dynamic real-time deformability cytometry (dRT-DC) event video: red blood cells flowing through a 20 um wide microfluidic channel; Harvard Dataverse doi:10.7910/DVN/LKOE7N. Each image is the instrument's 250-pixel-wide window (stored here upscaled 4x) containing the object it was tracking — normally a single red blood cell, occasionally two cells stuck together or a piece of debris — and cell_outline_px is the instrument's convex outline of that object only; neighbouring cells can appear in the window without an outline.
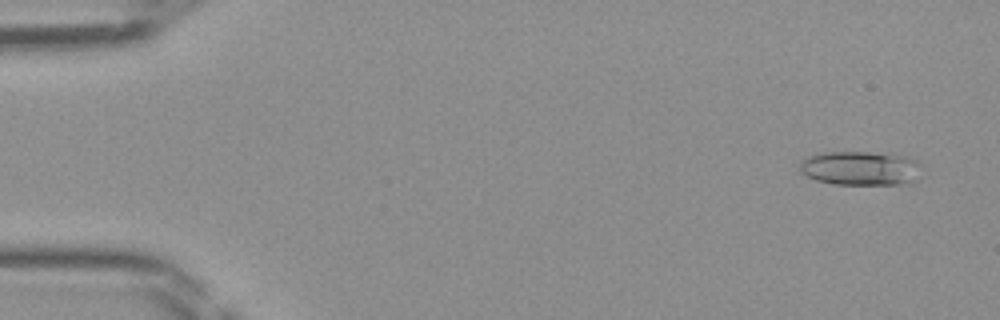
{"species": "Egyptian fruit bat (a non-hibernating species)", "species_latin": "Rousettus aegyptiacus", "temperature_condition": "room temperature", "stored_images_in_passage": 47, "camera_frame_rate_fps": 3000, "um_per_image_px": 0.085, "frame": {"image": 1, "passage_image": 3, "time_ms": 0.667, "image_size_px": [1000, 320], "cell_outline_px": [[920, 164], [916, 180], [908, 184], [832, 184], [816, 180], [800, 172], [800, 160], [808, 156], [820, 152], [888, 152], [908, 156], [916, 160]], "centroid_in_image_um": [73.14, 14.28], "position_along_channel_um": 11.9, "area_um2": 24.68}}
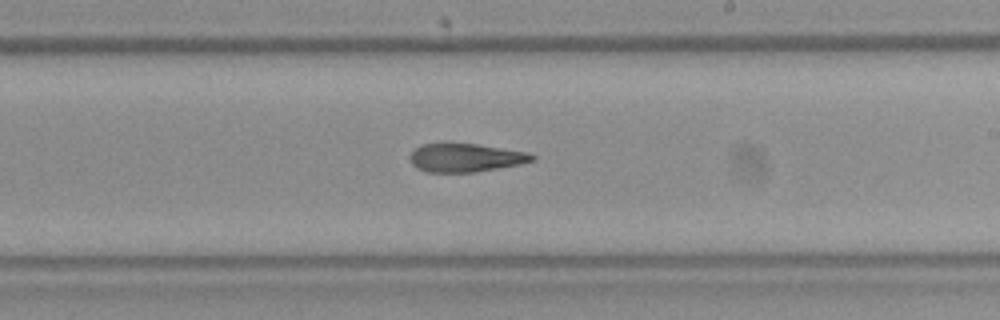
{"frame": {"image": 2, "passage_image": 28, "time_ms": 9.0, "image_size_px": [1000, 320], "cell_outline_px": [[536, 160], [520, 164], [476, 172], [424, 172], [416, 168], [412, 164], [408, 156], [420, 144], [476, 144], [528, 152], [536, 156]], "centroid_in_image_um": [39.57, 13.42], "position_along_channel_um": 249.4, "area_um2": 20.23}}
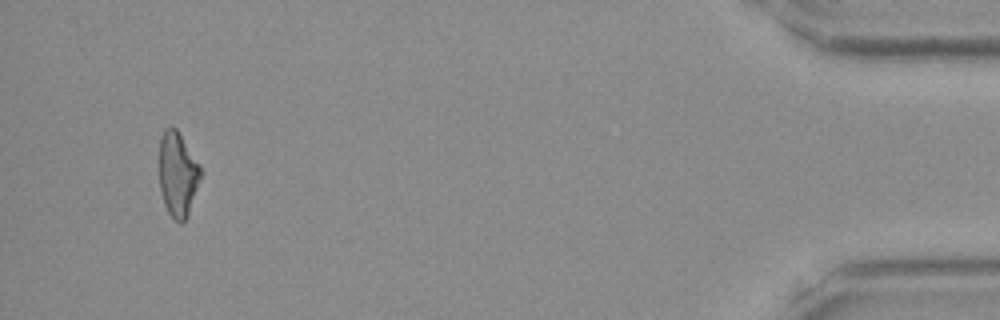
{"frame": {"image": 3, "passage_image": 45, "time_ms": 14.667, "image_size_px": [1000, 320], "cell_outline_px": [[200, 180], [188, 212], [184, 220], [180, 224], [168, 212], [164, 204], [160, 188], [160, 136], [164, 128], [176, 128], [200, 164]], "centroid_in_image_um": [15.09, 14.78], "position_along_channel_um": 420.1, "area_um2": 20.0}}